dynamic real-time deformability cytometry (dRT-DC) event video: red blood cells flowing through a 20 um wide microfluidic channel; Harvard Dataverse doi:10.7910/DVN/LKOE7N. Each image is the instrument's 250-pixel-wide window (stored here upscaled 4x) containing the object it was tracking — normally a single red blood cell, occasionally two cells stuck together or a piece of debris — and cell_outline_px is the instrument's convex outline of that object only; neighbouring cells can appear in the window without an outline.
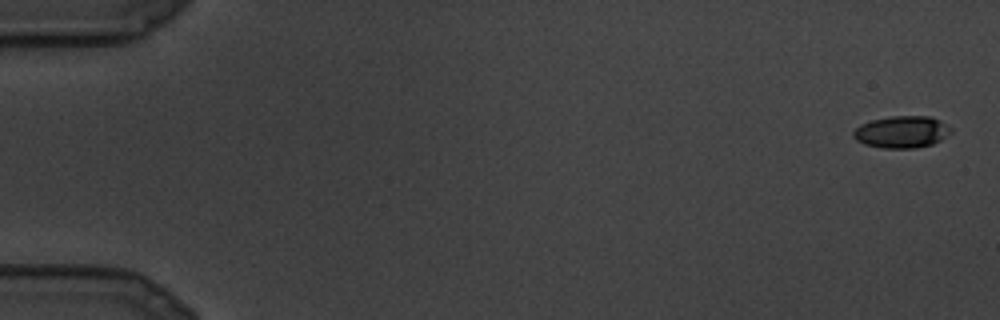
{"species": "common noctule bat (a hibernating species)", "species_latin": "Nyctalus noctula", "temperature_condition": "cold", "stored_images_in_passage": 7, "camera_frame_rate_fps": 3000, "um_per_image_px": 0.085, "animal": {"sex": "male", "body_mass_g": 19.5, "forearm_length_mm": 54.6}, "frame": {"image": 1, "passage_image": 1, "time_ms": 0.0, "image_size_px": [1000, 320], "cell_outline_px": [[952, 132], [940, 140], [932, 144], [916, 148], [880, 148], [864, 144], [856, 140], [852, 136], [852, 132], [860, 124], [872, 120], [892, 116], [928, 116], [940, 120], [952, 128]], "centroid_in_image_um": [76.64, 11.22], "position_along_channel_um": 8.4, "area_um2": 18.26}}